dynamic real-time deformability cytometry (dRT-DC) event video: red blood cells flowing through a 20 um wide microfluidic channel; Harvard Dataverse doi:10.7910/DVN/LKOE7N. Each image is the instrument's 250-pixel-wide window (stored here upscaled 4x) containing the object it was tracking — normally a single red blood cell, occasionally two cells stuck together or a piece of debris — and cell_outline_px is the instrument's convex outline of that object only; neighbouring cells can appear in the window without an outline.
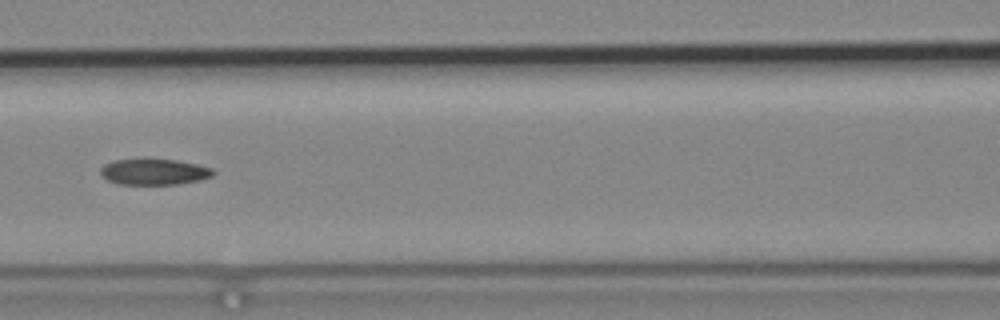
{"species": "common noctule bat (a hibernating species)", "species_latin": "Nyctalus noctula", "temperature_condition": "cold", "stored_images_in_passage": 8, "camera_frame_rate_fps": 3000, "um_per_image_px": 0.085, "animal": {"sex": "male", "body_mass_g": 19.2, "forearm_length_mm": 51.8}, "frame": {"image": 1, "passage_image": 4, "time_ms": 1.0, "image_size_px": [1000, 320], "cell_outline_px": [[216, 172], [212, 176], [200, 180], [176, 184], [116, 184], [100, 176], [100, 168], [104, 164], [112, 160], [140, 156], [144, 156], [176, 160], [196, 164], [212, 168]], "centroid_in_image_um": [13.02, 14.55], "position_along_channel_um": 153.6, "area_um2": 17.92}}
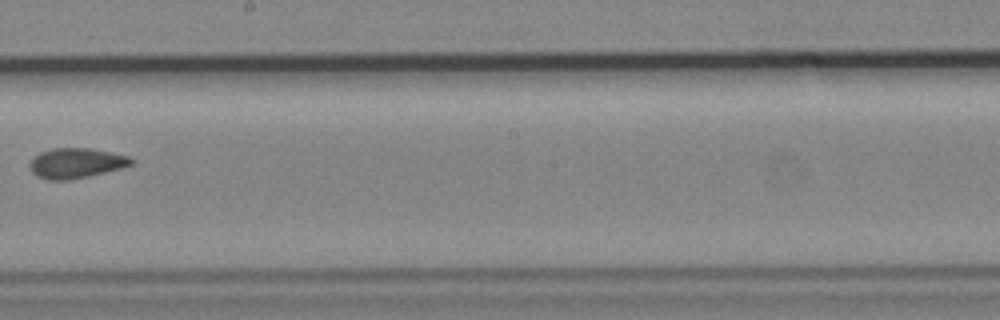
{"frame": {"image": 2, "passage_image": 7, "time_ms": 2.0, "image_size_px": [1000, 320], "cell_outline_px": [[136, 160], [132, 164], [120, 168], [88, 176], [68, 180], [48, 180], [36, 176], [32, 172], [28, 164], [40, 152], [52, 148], [88, 148], [128, 156]], "centroid_in_image_um": [6.44, 13.87], "position_along_channel_um": 241.8, "area_um2": 17.63}}
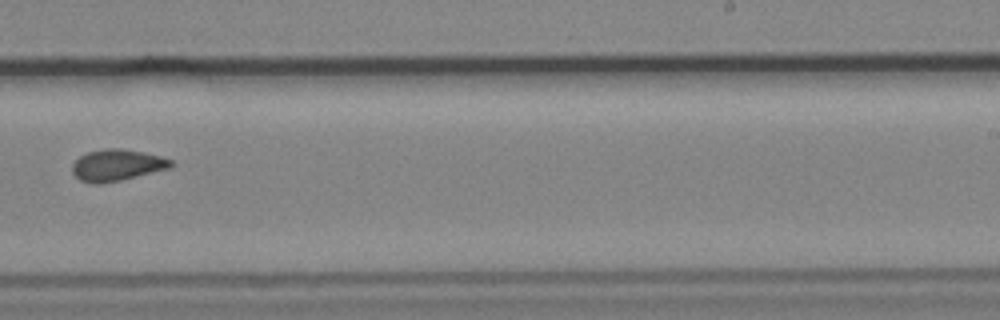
{"frame": {"image": 3, "passage_image": 8, "time_ms": 2.333, "image_size_px": [1000, 320], "cell_outline_px": [[176, 164], [172, 168], [120, 180], [100, 184], [96, 184], [80, 180], [72, 172], [72, 164], [80, 156], [88, 152], [104, 148], [120, 148], [144, 152], [160, 156], [172, 160]], "centroid_in_image_um": [9.98, 14.03], "position_along_channel_um": 279.0, "area_um2": 18.21}}